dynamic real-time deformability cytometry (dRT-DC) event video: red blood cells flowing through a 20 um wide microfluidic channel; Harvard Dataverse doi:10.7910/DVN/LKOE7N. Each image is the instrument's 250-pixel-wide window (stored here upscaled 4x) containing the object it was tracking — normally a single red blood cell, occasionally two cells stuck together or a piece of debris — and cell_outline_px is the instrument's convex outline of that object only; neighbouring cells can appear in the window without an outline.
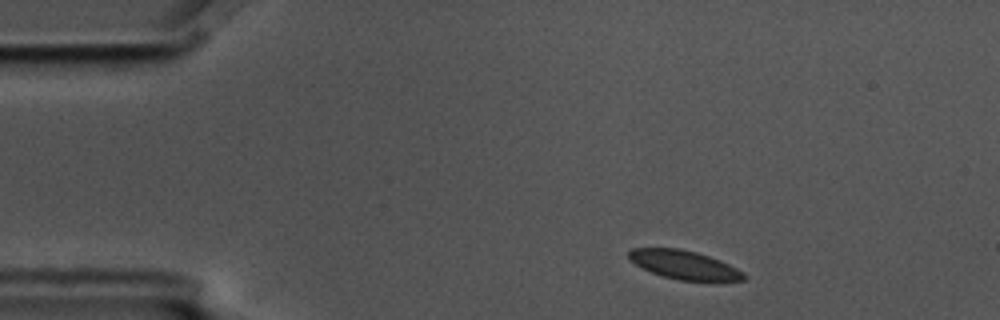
{"species": "common noctule bat (a hibernating species)", "species_latin": "Nyctalus noctula", "temperature_condition": "cold", "stored_images_in_passage": 2, "camera_frame_rate_fps": 3000, "um_per_image_px": 0.085, "animal": {"sex": "male", "body_mass_g": 17.5, "forearm_length_mm": 52.3}, "frame": {"image": 1, "passage_image": 1, "time_ms": 0.0, "image_size_px": [1000, 320], "cell_outline_px": [[748, 276], [744, 280], [720, 284], [680, 280], [664, 276], [652, 272], [628, 260], [628, 252], [632, 248], [680, 248], [696, 252], [720, 260], [744, 272]], "centroid_in_image_um": [58.26, 22.56], "position_along_channel_um": 26.7, "area_um2": 19.88}}